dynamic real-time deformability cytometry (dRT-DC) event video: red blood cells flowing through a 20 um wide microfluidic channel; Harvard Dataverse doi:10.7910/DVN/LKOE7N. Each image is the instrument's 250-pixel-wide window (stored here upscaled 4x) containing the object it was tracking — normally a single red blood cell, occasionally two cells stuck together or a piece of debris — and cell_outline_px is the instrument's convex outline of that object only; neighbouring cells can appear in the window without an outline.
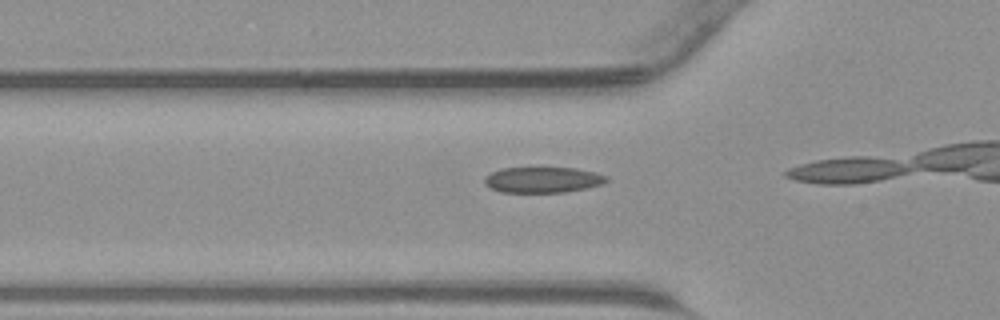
{"species": "common noctule bat (a hibernating species)", "species_latin": "Nyctalus noctula", "temperature_condition": "warm", "stored_images_in_passage": 5, "camera_frame_rate_fps": 3000, "um_per_image_px": 0.085, "animal": {"sex": "male", "body_mass_g": 23.1, "forearm_length_mm": 52.7}, "frame": {"image": 1, "passage_image": 3, "time_ms": 0.667, "image_size_px": [1000, 320], "cell_outline_px": [[608, 180], [604, 184], [564, 192], [500, 192], [488, 188], [484, 184], [484, 176], [492, 172], [504, 168], [576, 168], [596, 172], [608, 176]], "centroid_in_image_um": [46.12, 15.28], "position_along_channel_um": 79.7, "area_um2": 18.38}}